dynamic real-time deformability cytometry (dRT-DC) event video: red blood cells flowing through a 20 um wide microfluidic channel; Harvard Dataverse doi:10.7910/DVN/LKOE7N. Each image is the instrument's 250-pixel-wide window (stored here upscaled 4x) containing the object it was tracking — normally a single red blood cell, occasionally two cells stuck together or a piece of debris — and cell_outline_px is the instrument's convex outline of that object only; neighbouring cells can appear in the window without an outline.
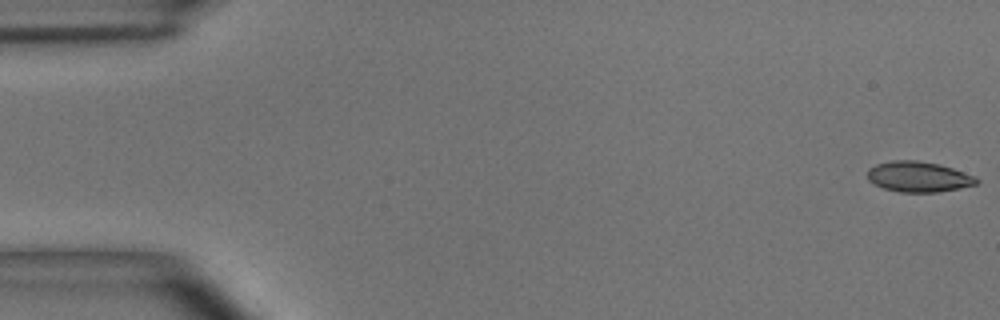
{"species": "common noctule bat (a hibernating species)", "species_latin": "Nyctalus noctula", "temperature_condition": "room temperature", "stored_images_in_passage": 17, "camera_frame_rate_fps": 3000, "um_per_image_px": 0.085, "animal": {"sex": "male", "body_mass_g": 15.6}, "frame": {"image": 1, "passage_image": 1, "time_ms": 0.0, "image_size_px": [1000, 320], "cell_outline_px": [[980, 180], [976, 184], [960, 188], [936, 192], [900, 192], [884, 188], [868, 180], [868, 168], [876, 164], [892, 160], [916, 160], [940, 164], [976, 176]], "centroid_in_image_um": [78.09, 15.01], "position_along_channel_um": 6.9, "area_um2": 19.36}}
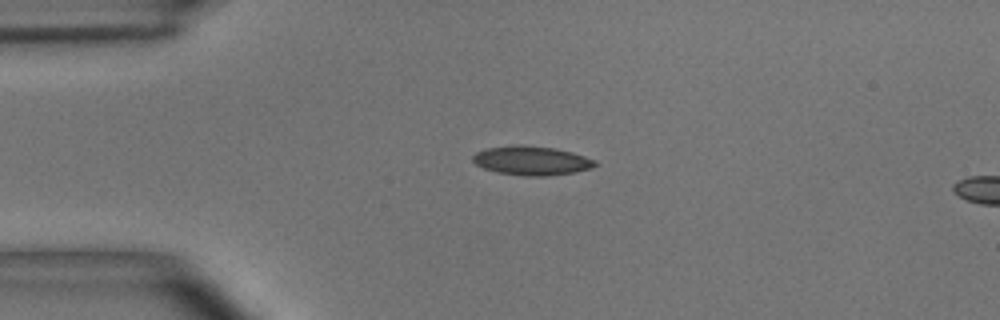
{"frame": {"image": 2, "passage_image": 13, "time_ms": 4.0, "image_size_px": [1000, 320], "cell_outline_px": [[600, 164], [592, 168], [572, 172], [548, 176], [524, 176], [496, 172], [484, 168], [476, 164], [472, 160], [472, 156], [476, 152], [488, 148], [516, 144], [524, 144], [556, 148], [572, 152], [596, 160]], "centroid_in_image_um": [45.2, 13.64], "position_along_channel_um": 39.8, "area_um2": 20.92}}